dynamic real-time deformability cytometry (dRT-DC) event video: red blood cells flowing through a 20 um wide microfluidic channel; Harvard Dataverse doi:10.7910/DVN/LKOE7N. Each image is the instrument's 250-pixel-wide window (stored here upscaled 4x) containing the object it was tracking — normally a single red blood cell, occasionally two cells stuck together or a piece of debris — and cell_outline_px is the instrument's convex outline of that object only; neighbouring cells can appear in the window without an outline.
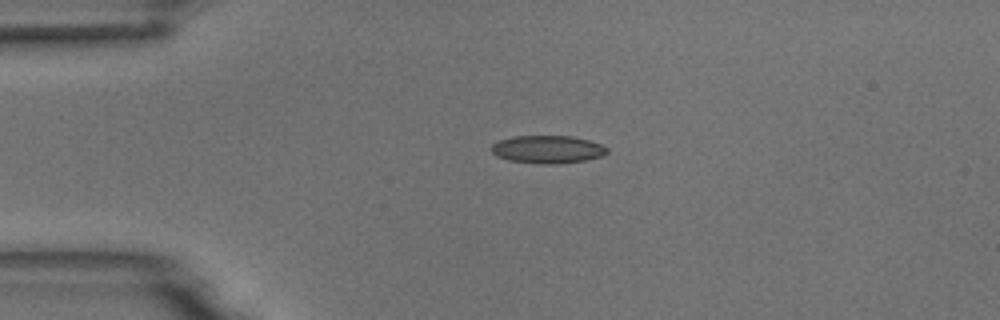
{"species": "common noctule bat (a hibernating species)", "species_latin": "Nyctalus noctula", "temperature_condition": "room temperature", "stored_images_in_passage": 43, "camera_frame_rate_fps": 3000, "um_per_image_px": 0.085, "animal": {"sex": "male", "body_mass_g": 18.8}, "frame": {"image": 1, "passage_image": 1, "time_ms": 0.0, "image_size_px": [1000, 320], "cell_outline_px": [[608, 152], [600, 156], [584, 160], [552, 164], [544, 164], [508, 160], [496, 156], [492, 152], [492, 144], [500, 140], [516, 136], [572, 136], [588, 140], [600, 144], [608, 148]], "centroid_in_image_um": [46.53, 12.69], "position_along_channel_um": 38.5, "area_um2": 18.5}}
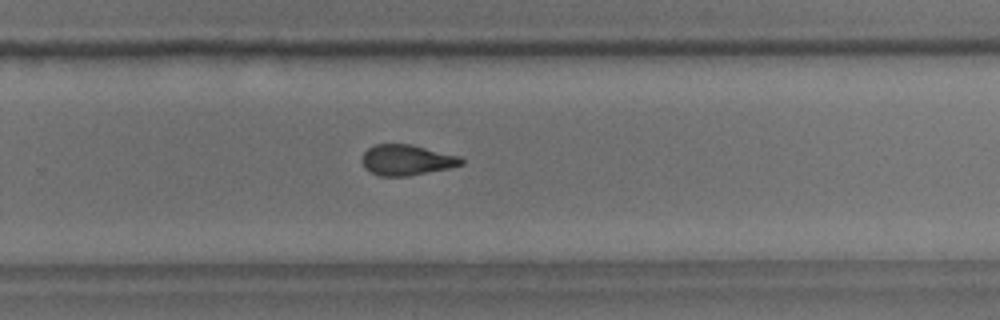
{"frame": {"image": 2, "passage_image": 24, "time_ms": 7.667, "image_size_px": [1000, 320], "cell_outline_px": [[464, 164], [448, 168], [408, 176], [380, 176], [364, 168], [360, 160], [364, 152], [368, 148], [376, 144], [408, 144], [460, 156], [464, 160]], "centroid_in_image_um": [34.54, 13.6], "position_along_channel_um": 295.3, "area_um2": 17.63}}
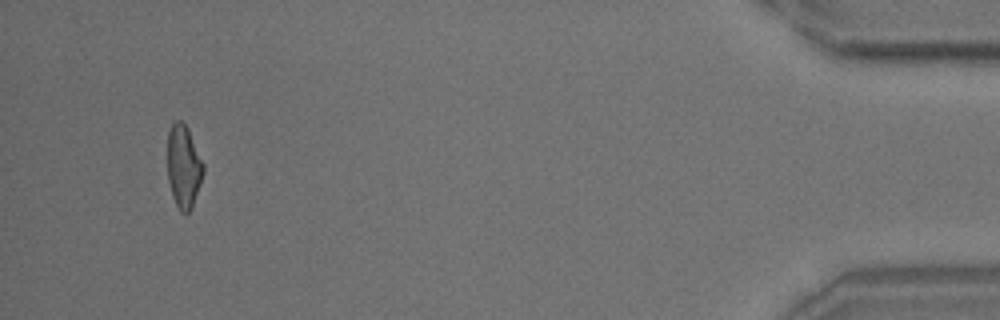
{"frame": {"image": 3, "passage_image": 40, "time_ms": 13.0, "image_size_px": [1000, 320], "cell_outline_px": [[204, 172], [192, 208], [188, 212], [180, 212], [172, 196], [168, 180], [168, 132], [172, 124], [176, 120], [180, 120], [188, 128], [204, 164]], "centroid_in_image_um": [15.61, 14.15], "position_along_channel_um": 419.6, "area_um2": 17.28}, "authors_computed_cell_mechanics": {"area_um2": 18.0914, "velocity_mm_per_s": 3.7294, "shape_relaxation_time_tau1_ms": 6.0686, "shape_relaxation_time_tau2_ms": 1.4908, "deformation_change_tau1": 0.1698, "deformation_change_tau2": 0.0893}}